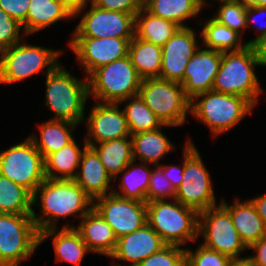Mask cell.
<instances>
[{
    "label": "cell",
    "mask_w": 266,
    "mask_h": 266,
    "mask_svg": "<svg viewBox=\"0 0 266 266\" xmlns=\"http://www.w3.org/2000/svg\"><path fill=\"white\" fill-rule=\"evenodd\" d=\"M32 202L33 206L39 205L42 213L37 215L32 210L31 214L39 233L57 228V219L71 215L81 219L93 208V199L74 179L45 178L33 193Z\"/></svg>",
    "instance_id": "1"
},
{
    "label": "cell",
    "mask_w": 266,
    "mask_h": 266,
    "mask_svg": "<svg viewBox=\"0 0 266 266\" xmlns=\"http://www.w3.org/2000/svg\"><path fill=\"white\" fill-rule=\"evenodd\" d=\"M257 66L261 64L253 45L240 51L222 52L212 90L245 97L256 107L258 97L263 92L254 72Z\"/></svg>",
    "instance_id": "2"
},
{
    "label": "cell",
    "mask_w": 266,
    "mask_h": 266,
    "mask_svg": "<svg viewBox=\"0 0 266 266\" xmlns=\"http://www.w3.org/2000/svg\"><path fill=\"white\" fill-rule=\"evenodd\" d=\"M60 63L46 75L45 105L56 120L76 124L85 122V105L89 97L88 78L78 79ZM83 121V122H82Z\"/></svg>",
    "instance_id": "3"
},
{
    "label": "cell",
    "mask_w": 266,
    "mask_h": 266,
    "mask_svg": "<svg viewBox=\"0 0 266 266\" xmlns=\"http://www.w3.org/2000/svg\"><path fill=\"white\" fill-rule=\"evenodd\" d=\"M254 107L245 97L211 90L190 100L189 114L205 124L216 137L234 128Z\"/></svg>",
    "instance_id": "4"
},
{
    "label": "cell",
    "mask_w": 266,
    "mask_h": 266,
    "mask_svg": "<svg viewBox=\"0 0 266 266\" xmlns=\"http://www.w3.org/2000/svg\"><path fill=\"white\" fill-rule=\"evenodd\" d=\"M147 223L166 245L182 246L199 237V213L176 199L147 202Z\"/></svg>",
    "instance_id": "5"
},
{
    "label": "cell",
    "mask_w": 266,
    "mask_h": 266,
    "mask_svg": "<svg viewBox=\"0 0 266 266\" xmlns=\"http://www.w3.org/2000/svg\"><path fill=\"white\" fill-rule=\"evenodd\" d=\"M87 78L89 96L102 103H119L138 95L142 81L129 56L95 69Z\"/></svg>",
    "instance_id": "6"
},
{
    "label": "cell",
    "mask_w": 266,
    "mask_h": 266,
    "mask_svg": "<svg viewBox=\"0 0 266 266\" xmlns=\"http://www.w3.org/2000/svg\"><path fill=\"white\" fill-rule=\"evenodd\" d=\"M59 49L17 43L0 52V84H13L38 74L46 68V75L59 64Z\"/></svg>",
    "instance_id": "7"
},
{
    "label": "cell",
    "mask_w": 266,
    "mask_h": 266,
    "mask_svg": "<svg viewBox=\"0 0 266 266\" xmlns=\"http://www.w3.org/2000/svg\"><path fill=\"white\" fill-rule=\"evenodd\" d=\"M138 95L163 124L182 126L190 112V99L179 82L159 77L142 79Z\"/></svg>",
    "instance_id": "8"
},
{
    "label": "cell",
    "mask_w": 266,
    "mask_h": 266,
    "mask_svg": "<svg viewBox=\"0 0 266 266\" xmlns=\"http://www.w3.org/2000/svg\"><path fill=\"white\" fill-rule=\"evenodd\" d=\"M201 158L192 140H187L183 150V179L174 198L198 213L216 206L211 175Z\"/></svg>",
    "instance_id": "9"
},
{
    "label": "cell",
    "mask_w": 266,
    "mask_h": 266,
    "mask_svg": "<svg viewBox=\"0 0 266 266\" xmlns=\"http://www.w3.org/2000/svg\"><path fill=\"white\" fill-rule=\"evenodd\" d=\"M39 245L40 233L32 215L0 217V266H18L32 257Z\"/></svg>",
    "instance_id": "10"
},
{
    "label": "cell",
    "mask_w": 266,
    "mask_h": 266,
    "mask_svg": "<svg viewBox=\"0 0 266 266\" xmlns=\"http://www.w3.org/2000/svg\"><path fill=\"white\" fill-rule=\"evenodd\" d=\"M0 174L33 194L46 178L44 157L27 137L0 151Z\"/></svg>",
    "instance_id": "11"
},
{
    "label": "cell",
    "mask_w": 266,
    "mask_h": 266,
    "mask_svg": "<svg viewBox=\"0 0 266 266\" xmlns=\"http://www.w3.org/2000/svg\"><path fill=\"white\" fill-rule=\"evenodd\" d=\"M198 234L203 236L201 243L207 249L229 256L231 259L243 258L247 250L241 241L228 210L221 204L199 213Z\"/></svg>",
    "instance_id": "12"
},
{
    "label": "cell",
    "mask_w": 266,
    "mask_h": 266,
    "mask_svg": "<svg viewBox=\"0 0 266 266\" xmlns=\"http://www.w3.org/2000/svg\"><path fill=\"white\" fill-rule=\"evenodd\" d=\"M93 208L109 224L117 239L147 224L146 203L138 200L110 193L93 200Z\"/></svg>",
    "instance_id": "13"
},
{
    "label": "cell",
    "mask_w": 266,
    "mask_h": 266,
    "mask_svg": "<svg viewBox=\"0 0 266 266\" xmlns=\"http://www.w3.org/2000/svg\"><path fill=\"white\" fill-rule=\"evenodd\" d=\"M136 14L104 10L90 5L72 33V37L133 38Z\"/></svg>",
    "instance_id": "14"
},
{
    "label": "cell",
    "mask_w": 266,
    "mask_h": 266,
    "mask_svg": "<svg viewBox=\"0 0 266 266\" xmlns=\"http://www.w3.org/2000/svg\"><path fill=\"white\" fill-rule=\"evenodd\" d=\"M132 39L72 37L68 45L84 68L86 78L95 69L128 56L129 43Z\"/></svg>",
    "instance_id": "15"
},
{
    "label": "cell",
    "mask_w": 266,
    "mask_h": 266,
    "mask_svg": "<svg viewBox=\"0 0 266 266\" xmlns=\"http://www.w3.org/2000/svg\"><path fill=\"white\" fill-rule=\"evenodd\" d=\"M86 120L85 136L88 146L114 139L131 136L128 123L119 103L97 102L93 105Z\"/></svg>",
    "instance_id": "16"
},
{
    "label": "cell",
    "mask_w": 266,
    "mask_h": 266,
    "mask_svg": "<svg viewBox=\"0 0 266 266\" xmlns=\"http://www.w3.org/2000/svg\"><path fill=\"white\" fill-rule=\"evenodd\" d=\"M195 30L180 27L171 39L162 46L160 77L165 80L183 82L185 68L199 48Z\"/></svg>",
    "instance_id": "17"
},
{
    "label": "cell",
    "mask_w": 266,
    "mask_h": 266,
    "mask_svg": "<svg viewBox=\"0 0 266 266\" xmlns=\"http://www.w3.org/2000/svg\"><path fill=\"white\" fill-rule=\"evenodd\" d=\"M222 52L199 47L189 60L183 76V90L191 100L194 96L212 90L219 71Z\"/></svg>",
    "instance_id": "18"
},
{
    "label": "cell",
    "mask_w": 266,
    "mask_h": 266,
    "mask_svg": "<svg viewBox=\"0 0 266 266\" xmlns=\"http://www.w3.org/2000/svg\"><path fill=\"white\" fill-rule=\"evenodd\" d=\"M165 246L166 244L158 233L147 223L141 229L118 238L116 248L110 257L125 263L128 262V266H137L141 261L159 252ZM111 266H117V264L114 263ZM118 266L122 265L118 264Z\"/></svg>",
    "instance_id": "19"
},
{
    "label": "cell",
    "mask_w": 266,
    "mask_h": 266,
    "mask_svg": "<svg viewBox=\"0 0 266 266\" xmlns=\"http://www.w3.org/2000/svg\"><path fill=\"white\" fill-rule=\"evenodd\" d=\"M74 180L93 200L112 193L110 183L114 179L101 163L96 151L90 146H87L82 153Z\"/></svg>",
    "instance_id": "20"
},
{
    "label": "cell",
    "mask_w": 266,
    "mask_h": 266,
    "mask_svg": "<svg viewBox=\"0 0 266 266\" xmlns=\"http://www.w3.org/2000/svg\"><path fill=\"white\" fill-rule=\"evenodd\" d=\"M74 227L82 237L91 253H98L110 257L117 244L112 228L101 217V215L92 208L85 214L78 225Z\"/></svg>",
    "instance_id": "21"
},
{
    "label": "cell",
    "mask_w": 266,
    "mask_h": 266,
    "mask_svg": "<svg viewBox=\"0 0 266 266\" xmlns=\"http://www.w3.org/2000/svg\"><path fill=\"white\" fill-rule=\"evenodd\" d=\"M241 198H235L232 205L221 199L220 203L228 210L232 223L241 241L248 248L254 242L259 241L266 236V225L258 215L254 204L250 199L240 201Z\"/></svg>",
    "instance_id": "22"
},
{
    "label": "cell",
    "mask_w": 266,
    "mask_h": 266,
    "mask_svg": "<svg viewBox=\"0 0 266 266\" xmlns=\"http://www.w3.org/2000/svg\"><path fill=\"white\" fill-rule=\"evenodd\" d=\"M51 228L40 232V244L53 235V247L56 255V262H68L75 266H80L86 255L90 253L87 245L82 240L81 234L66 223L61 230Z\"/></svg>",
    "instance_id": "23"
},
{
    "label": "cell",
    "mask_w": 266,
    "mask_h": 266,
    "mask_svg": "<svg viewBox=\"0 0 266 266\" xmlns=\"http://www.w3.org/2000/svg\"><path fill=\"white\" fill-rule=\"evenodd\" d=\"M170 127L171 125L164 124L162 127L153 130L145 131L131 135L133 160L148 163L149 165L157 166L163 157L172 152L176 147L163 134L161 128Z\"/></svg>",
    "instance_id": "24"
},
{
    "label": "cell",
    "mask_w": 266,
    "mask_h": 266,
    "mask_svg": "<svg viewBox=\"0 0 266 266\" xmlns=\"http://www.w3.org/2000/svg\"><path fill=\"white\" fill-rule=\"evenodd\" d=\"M74 18L62 0H31L25 19V35L39 32L60 20Z\"/></svg>",
    "instance_id": "25"
},
{
    "label": "cell",
    "mask_w": 266,
    "mask_h": 266,
    "mask_svg": "<svg viewBox=\"0 0 266 266\" xmlns=\"http://www.w3.org/2000/svg\"><path fill=\"white\" fill-rule=\"evenodd\" d=\"M77 125L67 120L50 119L39 126V137L32 134L28 138L45 159L74 139L73 132Z\"/></svg>",
    "instance_id": "26"
},
{
    "label": "cell",
    "mask_w": 266,
    "mask_h": 266,
    "mask_svg": "<svg viewBox=\"0 0 266 266\" xmlns=\"http://www.w3.org/2000/svg\"><path fill=\"white\" fill-rule=\"evenodd\" d=\"M83 149L76 143L75 138L45 159V176L49 179H74L77 175L81 156L88 146L84 139Z\"/></svg>",
    "instance_id": "27"
},
{
    "label": "cell",
    "mask_w": 266,
    "mask_h": 266,
    "mask_svg": "<svg viewBox=\"0 0 266 266\" xmlns=\"http://www.w3.org/2000/svg\"><path fill=\"white\" fill-rule=\"evenodd\" d=\"M179 28L178 24L153 15L142 7L135 16L134 36L162 47Z\"/></svg>",
    "instance_id": "28"
},
{
    "label": "cell",
    "mask_w": 266,
    "mask_h": 266,
    "mask_svg": "<svg viewBox=\"0 0 266 266\" xmlns=\"http://www.w3.org/2000/svg\"><path fill=\"white\" fill-rule=\"evenodd\" d=\"M98 154L101 163L115 180L120 172L133 161L132 138L123 137L91 146Z\"/></svg>",
    "instance_id": "29"
},
{
    "label": "cell",
    "mask_w": 266,
    "mask_h": 266,
    "mask_svg": "<svg viewBox=\"0 0 266 266\" xmlns=\"http://www.w3.org/2000/svg\"><path fill=\"white\" fill-rule=\"evenodd\" d=\"M128 56L142 79L160 77L161 46L134 36L129 43Z\"/></svg>",
    "instance_id": "30"
},
{
    "label": "cell",
    "mask_w": 266,
    "mask_h": 266,
    "mask_svg": "<svg viewBox=\"0 0 266 266\" xmlns=\"http://www.w3.org/2000/svg\"><path fill=\"white\" fill-rule=\"evenodd\" d=\"M143 7L153 15L172 21L180 27H188L185 21L197 17L204 9L200 0H144Z\"/></svg>",
    "instance_id": "31"
},
{
    "label": "cell",
    "mask_w": 266,
    "mask_h": 266,
    "mask_svg": "<svg viewBox=\"0 0 266 266\" xmlns=\"http://www.w3.org/2000/svg\"><path fill=\"white\" fill-rule=\"evenodd\" d=\"M120 174H122L121 182L118 187V189H120L118 191L112 189V193L122 198L138 200L146 203V195L151 175V170L147 163L140 162L139 165H137L133 160L120 172Z\"/></svg>",
    "instance_id": "32"
},
{
    "label": "cell",
    "mask_w": 266,
    "mask_h": 266,
    "mask_svg": "<svg viewBox=\"0 0 266 266\" xmlns=\"http://www.w3.org/2000/svg\"><path fill=\"white\" fill-rule=\"evenodd\" d=\"M203 46L208 49L230 52L240 51L248 46L242 36L229 27L219 24L213 18L207 19L200 32Z\"/></svg>",
    "instance_id": "33"
},
{
    "label": "cell",
    "mask_w": 266,
    "mask_h": 266,
    "mask_svg": "<svg viewBox=\"0 0 266 266\" xmlns=\"http://www.w3.org/2000/svg\"><path fill=\"white\" fill-rule=\"evenodd\" d=\"M33 194L21 185L0 174V212L31 215Z\"/></svg>",
    "instance_id": "34"
},
{
    "label": "cell",
    "mask_w": 266,
    "mask_h": 266,
    "mask_svg": "<svg viewBox=\"0 0 266 266\" xmlns=\"http://www.w3.org/2000/svg\"><path fill=\"white\" fill-rule=\"evenodd\" d=\"M124 102H126V106L123 112L131 135L145 131H153L164 125L139 95L122 100L119 102V105Z\"/></svg>",
    "instance_id": "35"
},
{
    "label": "cell",
    "mask_w": 266,
    "mask_h": 266,
    "mask_svg": "<svg viewBox=\"0 0 266 266\" xmlns=\"http://www.w3.org/2000/svg\"><path fill=\"white\" fill-rule=\"evenodd\" d=\"M219 2L220 7L212 18L219 24L229 27L242 36L243 32L247 28V7L238 0H227Z\"/></svg>",
    "instance_id": "36"
},
{
    "label": "cell",
    "mask_w": 266,
    "mask_h": 266,
    "mask_svg": "<svg viewBox=\"0 0 266 266\" xmlns=\"http://www.w3.org/2000/svg\"><path fill=\"white\" fill-rule=\"evenodd\" d=\"M186 248L166 245L159 252L150 255L137 266H186Z\"/></svg>",
    "instance_id": "37"
},
{
    "label": "cell",
    "mask_w": 266,
    "mask_h": 266,
    "mask_svg": "<svg viewBox=\"0 0 266 266\" xmlns=\"http://www.w3.org/2000/svg\"><path fill=\"white\" fill-rule=\"evenodd\" d=\"M176 191L172 183L164 175L163 170L157 165L151 171L149 179V188L146 195V203L153 201H162L167 199H174Z\"/></svg>",
    "instance_id": "38"
},
{
    "label": "cell",
    "mask_w": 266,
    "mask_h": 266,
    "mask_svg": "<svg viewBox=\"0 0 266 266\" xmlns=\"http://www.w3.org/2000/svg\"><path fill=\"white\" fill-rule=\"evenodd\" d=\"M186 250V266H228L231 258L225 254L207 249L202 244L196 251Z\"/></svg>",
    "instance_id": "39"
},
{
    "label": "cell",
    "mask_w": 266,
    "mask_h": 266,
    "mask_svg": "<svg viewBox=\"0 0 266 266\" xmlns=\"http://www.w3.org/2000/svg\"><path fill=\"white\" fill-rule=\"evenodd\" d=\"M22 28L18 21L0 8V52L22 40L20 39V32L24 33L25 36L24 30H21Z\"/></svg>",
    "instance_id": "40"
},
{
    "label": "cell",
    "mask_w": 266,
    "mask_h": 266,
    "mask_svg": "<svg viewBox=\"0 0 266 266\" xmlns=\"http://www.w3.org/2000/svg\"><path fill=\"white\" fill-rule=\"evenodd\" d=\"M93 5L104 9L129 14H137L143 7L142 0H94Z\"/></svg>",
    "instance_id": "41"
},
{
    "label": "cell",
    "mask_w": 266,
    "mask_h": 266,
    "mask_svg": "<svg viewBox=\"0 0 266 266\" xmlns=\"http://www.w3.org/2000/svg\"><path fill=\"white\" fill-rule=\"evenodd\" d=\"M31 0H0V8L18 21L25 32V19Z\"/></svg>",
    "instance_id": "42"
},
{
    "label": "cell",
    "mask_w": 266,
    "mask_h": 266,
    "mask_svg": "<svg viewBox=\"0 0 266 266\" xmlns=\"http://www.w3.org/2000/svg\"><path fill=\"white\" fill-rule=\"evenodd\" d=\"M264 14L266 15V6H250V7H247V10H246V24H247V27L250 28L251 25H258L255 28L257 30L256 32L259 33V34H257L258 36H256V38H254V39H252V40L247 42L248 45H253L258 39H260L264 34H266V21L263 24V23L259 22L258 19H256L257 16L258 17L260 15L263 16Z\"/></svg>",
    "instance_id": "43"
},
{
    "label": "cell",
    "mask_w": 266,
    "mask_h": 266,
    "mask_svg": "<svg viewBox=\"0 0 266 266\" xmlns=\"http://www.w3.org/2000/svg\"><path fill=\"white\" fill-rule=\"evenodd\" d=\"M164 172V175L172 183L174 190L176 191L183 179L184 173V160L182 166L176 165H158Z\"/></svg>",
    "instance_id": "44"
},
{
    "label": "cell",
    "mask_w": 266,
    "mask_h": 266,
    "mask_svg": "<svg viewBox=\"0 0 266 266\" xmlns=\"http://www.w3.org/2000/svg\"><path fill=\"white\" fill-rule=\"evenodd\" d=\"M247 249L256 252L255 255L247 256L255 266H266V236L251 244Z\"/></svg>",
    "instance_id": "45"
},
{
    "label": "cell",
    "mask_w": 266,
    "mask_h": 266,
    "mask_svg": "<svg viewBox=\"0 0 266 266\" xmlns=\"http://www.w3.org/2000/svg\"><path fill=\"white\" fill-rule=\"evenodd\" d=\"M65 6L71 11V13L76 17L80 16L83 11L88 9V4H93L94 0H62ZM86 8V9H85Z\"/></svg>",
    "instance_id": "46"
},
{
    "label": "cell",
    "mask_w": 266,
    "mask_h": 266,
    "mask_svg": "<svg viewBox=\"0 0 266 266\" xmlns=\"http://www.w3.org/2000/svg\"><path fill=\"white\" fill-rule=\"evenodd\" d=\"M262 67L266 66V34L253 44Z\"/></svg>",
    "instance_id": "47"
},
{
    "label": "cell",
    "mask_w": 266,
    "mask_h": 266,
    "mask_svg": "<svg viewBox=\"0 0 266 266\" xmlns=\"http://www.w3.org/2000/svg\"><path fill=\"white\" fill-rule=\"evenodd\" d=\"M250 200L254 204L258 215L262 218L266 225V194L257 196Z\"/></svg>",
    "instance_id": "48"
},
{
    "label": "cell",
    "mask_w": 266,
    "mask_h": 266,
    "mask_svg": "<svg viewBox=\"0 0 266 266\" xmlns=\"http://www.w3.org/2000/svg\"><path fill=\"white\" fill-rule=\"evenodd\" d=\"M228 266H255L248 257L231 259Z\"/></svg>",
    "instance_id": "49"
},
{
    "label": "cell",
    "mask_w": 266,
    "mask_h": 266,
    "mask_svg": "<svg viewBox=\"0 0 266 266\" xmlns=\"http://www.w3.org/2000/svg\"><path fill=\"white\" fill-rule=\"evenodd\" d=\"M243 3L246 7L250 6H266V0H238Z\"/></svg>",
    "instance_id": "50"
},
{
    "label": "cell",
    "mask_w": 266,
    "mask_h": 266,
    "mask_svg": "<svg viewBox=\"0 0 266 266\" xmlns=\"http://www.w3.org/2000/svg\"><path fill=\"white\" fill-rule=\"evenodd\" d=\"M206 1H207V0H200V2H201V4H202L203 7L206 6V4H207ZM213 1H214V0H213ZM215 1H216V0H215ZM217 1H227V0H217Z\"/></svg>",
    "instance_id": "51"
}]
</instances>
